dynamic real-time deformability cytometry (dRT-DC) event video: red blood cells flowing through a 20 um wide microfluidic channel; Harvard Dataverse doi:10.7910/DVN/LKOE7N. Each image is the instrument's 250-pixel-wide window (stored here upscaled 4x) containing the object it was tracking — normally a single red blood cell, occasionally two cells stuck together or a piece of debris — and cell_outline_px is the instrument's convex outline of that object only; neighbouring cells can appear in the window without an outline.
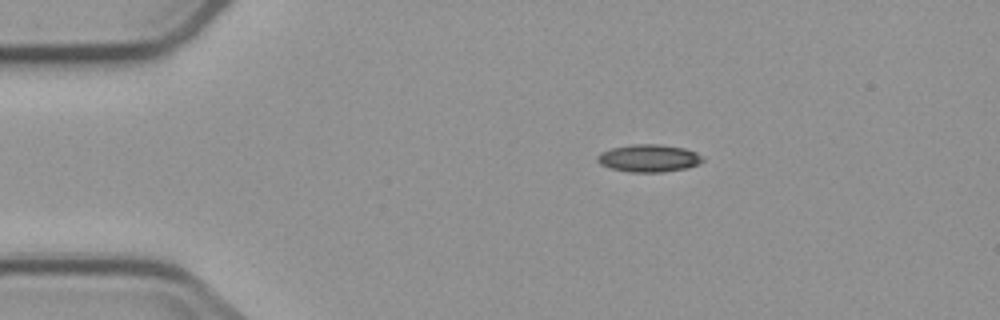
{"species": "common noctule bat (a hibernating species)", "species_latin": "Nyctalus noctula", "temperature_condition": "cold", "stored_images_in_passage": 7, "camera_frame_rate_fps": 3000, "um_per_image_px": 0.085, "animal": {"sex": "male", "body_mass_g": 23.1, "forearm_length_mm": 52.7}, "frame": {"image": 1, "passage_image": 1, "time_ms": 0.0, "image_size_px": [1000, 320], "cell_outline_px": [[704, 160], [700, 164], [688, 168], [664, 172], [628, 172], [612, 168], [600, 164], [596, 160], [596, 156], [600, 152], [612, 148], [632, 144], [660, 144], [684, 148], [696, 152], [704, 156]], "centroid_in_image_um": [55.18, 13.45], "position_along_channel_um": 29.8, "area_um2": 17.11}}
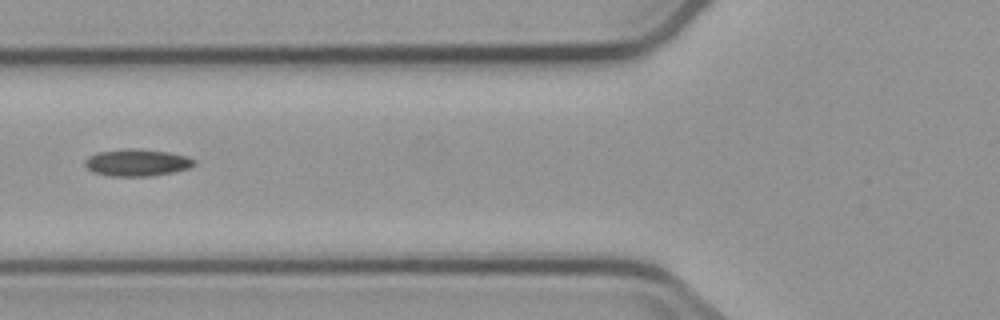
{"frame": {"image": 2, "passage_image": 4, "time_ms": 3.667, "image_size_px": [1000, 320], "cell_outline_px": [[196, 164], [188, 168], [172, 172], [152, 176], [108, 176], [92, 172], [84, 164], [84, 160], [88, 156], [96, 152], [132, 148], [168, 152], [184, 156], [196, 160]], "centroid_in_image_um": [11.6, 13.82], "position_along_channel_um": 114.2, "area_um2": 17.17}}
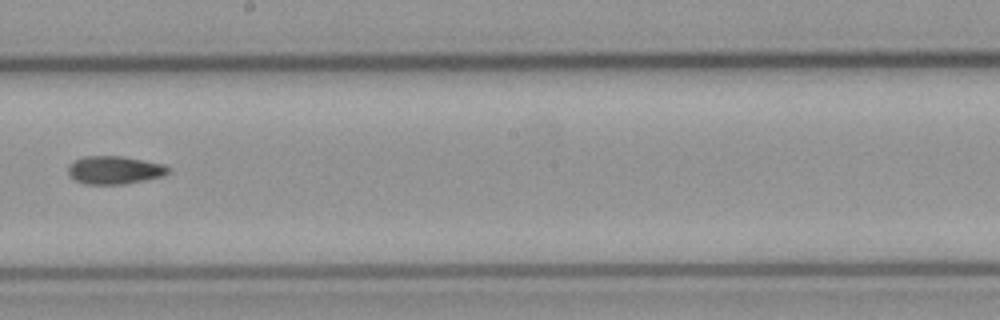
{"frame": {"image": 3, "passage_image": 7, "time_ms": 7.0, "image_size_px": [1000, 320], "cell_outline_px": [[172, 168], [168, 172], [160, 176], [144, 180], [124, 184], [84, 184], [76, 180], [68, 172], [68, 164], [84, 156], [124, 156], [164, 164]], "centroid_in_image_um": [9.74, 14.44], "position_along_channel_um": 238.5, "area_um2": 16.3}}